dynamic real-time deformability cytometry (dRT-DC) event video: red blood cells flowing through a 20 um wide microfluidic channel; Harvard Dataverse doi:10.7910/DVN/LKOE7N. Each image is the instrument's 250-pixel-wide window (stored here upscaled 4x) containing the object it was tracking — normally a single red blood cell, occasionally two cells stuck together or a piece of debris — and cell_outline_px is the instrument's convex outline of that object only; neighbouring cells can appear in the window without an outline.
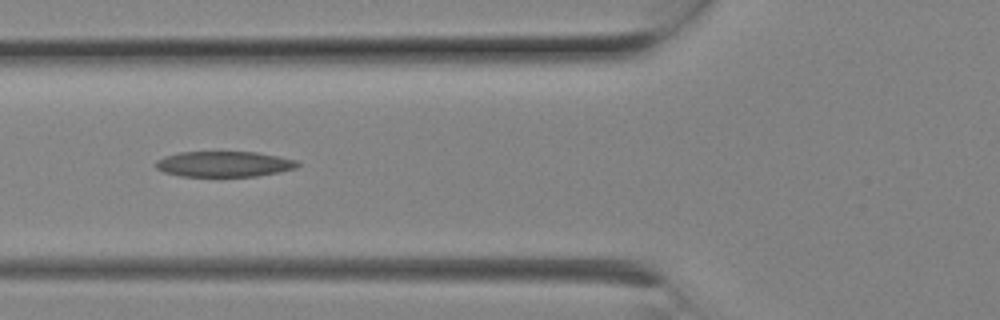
{"species": "Egyptian fruit bat (a non-hibernating species)", "species_latin": "Rousettus aegyptiacus", "temperature_condition": "room temperature", "stored_images_in_passage": 8, "camera_frame_rate_fps": 3000, "um_per_image_px": 0.085, "animal": {"sex": "female"}, "frame": {"image": 1, "passage_image": 7, "time_ms": 2.0, "image_size_px": [1000, 320], "cell_outline_px": [[300, 164], [296, 168], [280, 172], [256, 176], [180, 176], [164, 172], [156, 168], [152, 164], [156, 160], [164, 156], [180, 152], [256, 152], [296, 160]], "centroid_in_image_um": [19.0, 13.94], "position_along_channel_um": 106.8, "area_um2": 21.15}}
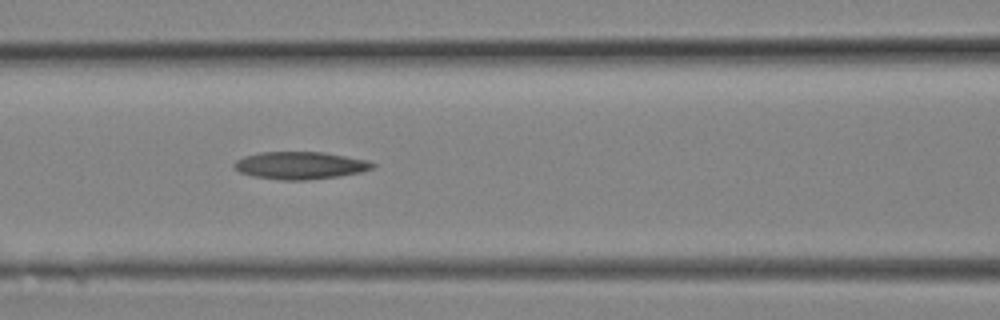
{"frame": {"image": 2, "passage_image": 8, "time_ms": 2.333, "image_size_px": [1000, 320], "cell_outline_px": [[376, 164], [372, 168], [360, 172], [340, 176], [304, 180], [284, 180], [252, 176], [240, 172], [232, 164], [236, 160], [244, 156], [260, 152], [324, 152], [368, 160]], "centroid_in_image_um": [25.51, 14.05], "position_along_channel_um": 141.1, "area_um2": 22.08}}